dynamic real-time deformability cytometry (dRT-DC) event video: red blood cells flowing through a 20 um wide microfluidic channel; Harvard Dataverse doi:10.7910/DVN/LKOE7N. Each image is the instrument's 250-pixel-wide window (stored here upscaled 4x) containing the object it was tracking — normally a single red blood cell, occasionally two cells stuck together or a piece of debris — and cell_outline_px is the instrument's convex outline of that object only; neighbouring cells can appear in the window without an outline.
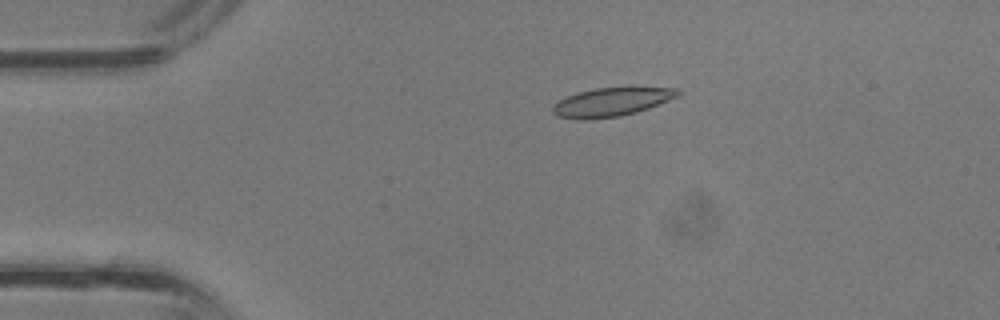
{"species": "common noctule bat (a hibernating species)", "species_latin": "Nyctalus noctula", "temperature_condition": "room temperature", "stored_images_in_passage": 37, "camera_frame_rate_fps": 3000, "um_per_image_px": 0.085, "animal": {"sex": "male", "body_mass_g": 13.3}, "frame": {"image": 1, "passage_image": 8, "time_ms": 2.333, "image_size_px": [1000, 320], "cell_outline_px": [[680, 96], [648, 108], [636, 112], [620, 116], [584, 120], [556, 116], [552, 112], [552, 108], [560, 100], [576, 92], [596, 88], [628, 84], [680, 88]], "centroid_in_image_um": [52.09, 8.6], "position_along_channel_um": 32.9, "area_um2": 21.85}}
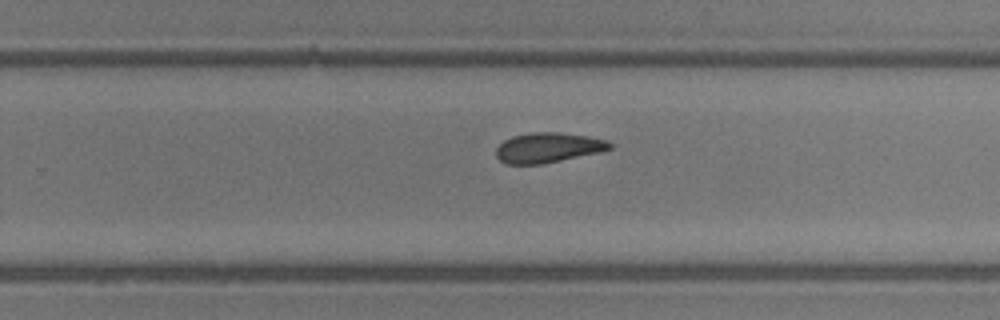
{"frame": {"image": 2, "passage_image": 24, "time_ms": 7.667, "image_size_px": [1000, 320], "cell_outline_px": [[612, 148], [600, 152], [540, 164], [504, 164], [496, 156], [496, 148], [504, 140], [512, 136], [532, 132], [560, 132], [588, 136], [608, 140], [612, 144]], "centroid_in_image_um": [46.58, 12.54], "position_along_channel_um": 283.2, "area_um2": 19.88}}
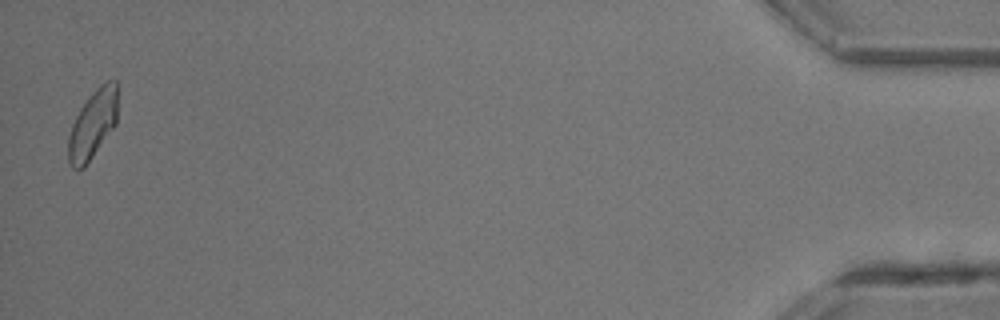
{"frame": {"image": 3, "passage_image": 37, "time_ms": 12.0, "image_size_px": [1000, 320], "cell_outline_px": [[116, 124], [84, 168], [72, 168], [68, 160], [68, 136], [72, 124], [80, 108], [88, 96], [104, 80], [116, 80]], "centroid_in_image_um": [7.86, 10.56], "position_along_channel_um": 427.3, "area_um2": 19.59}}